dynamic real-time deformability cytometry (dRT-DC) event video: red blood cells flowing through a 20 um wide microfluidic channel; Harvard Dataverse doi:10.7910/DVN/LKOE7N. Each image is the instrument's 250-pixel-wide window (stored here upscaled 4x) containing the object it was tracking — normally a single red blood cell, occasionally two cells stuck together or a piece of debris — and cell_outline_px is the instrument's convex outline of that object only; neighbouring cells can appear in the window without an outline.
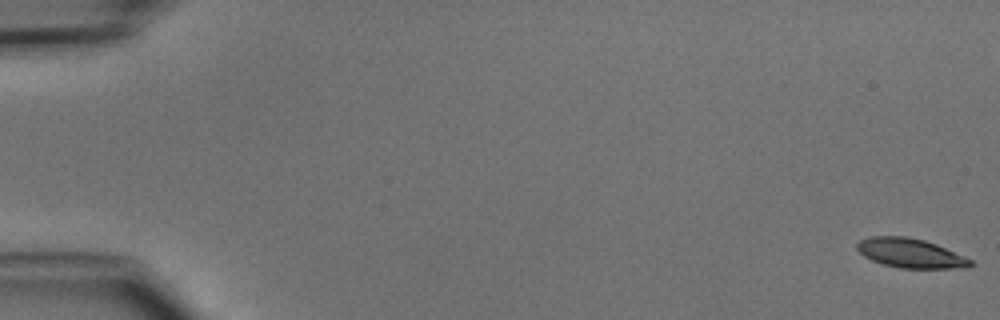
{"species": "common noctule bat (a hibernating species)", "species_latin": "Nyctalus noctula", "temperature_condition": "cold", "stored_images_in_passage": 48, "camera_frame_rate_fps": 3000, "um_per_image_px": 0.085, "animal": {"sex": "male", "body_mass_g": 15.6}, "frame": {"image": 1, "passage_image": 1, "time_ms": 0.0, "image_size_px": [1000, 320], "cell_outline_px": [[972, 264], [968, 268], [900, 268], [884, 264], [872, 260], [864, 256], [856, 248], [856, 244], [860, 240], [868, 236], [904, 236], [924, 240], [936, 244], [964, 256], [972, 260]], "centroid_in_image_um": [77.37, 21.51], "position_along_channel_um": 7.6, "area_um2": 19.31}}
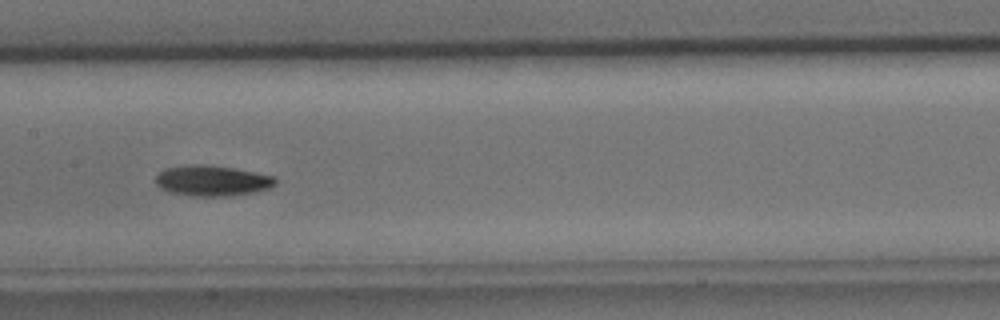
{"frame": {"image": 2, "passage_image": 25, "time_ms": 8.0, "image_size_px": [1000, 320], "cell_outline_px": [[276, 184], [268, 188], [256, 192], [232, 196], [196, 196], [168, 192], [160, 188], [156, 184], [156, 176], [164, 168], [188, 164], [204, 164], [232, 168], [276, 176]], "centroid_in_image_um": [18.03, 15.36], "position_along_channel_um": 189.4, "area_um2": 21.5}}
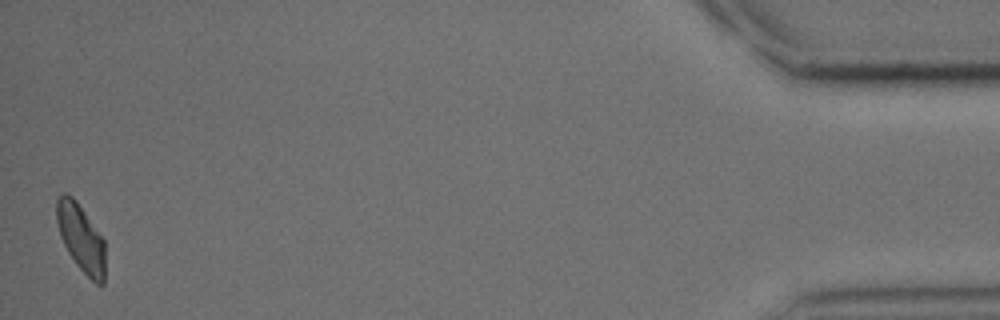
{"frame": {"image": 3, "passage_image": 48, "time_ms": 15.667, "image_size_px": [1000, 320], "cell_outline_px": [[104, 284], [96, 284], [76, 264], [68, 252], [60, 236], [56, 220], [56, 200], [64, 192], [72, 196], [76, 200], [104, 240]], "centroid_in_image_um": [6.86, 20.21], "position_along_channel_um": 428.3, "area_um2": 18.84}}